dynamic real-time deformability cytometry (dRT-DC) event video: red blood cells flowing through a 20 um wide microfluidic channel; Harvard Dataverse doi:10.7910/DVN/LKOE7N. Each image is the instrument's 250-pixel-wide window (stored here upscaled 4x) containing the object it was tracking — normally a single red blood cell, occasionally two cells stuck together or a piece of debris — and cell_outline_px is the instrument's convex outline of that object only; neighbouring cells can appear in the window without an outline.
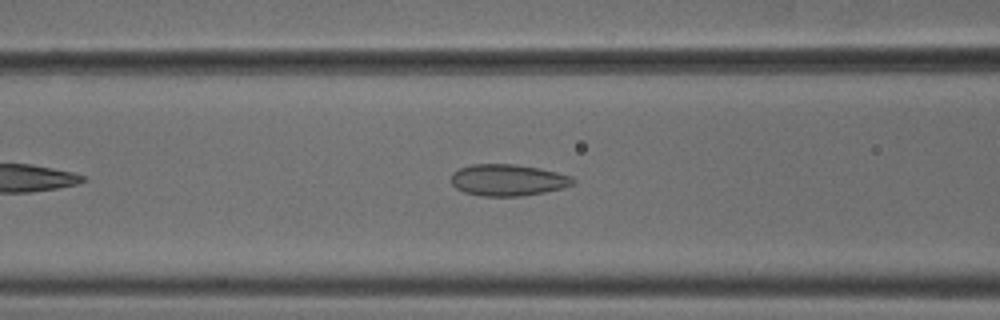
{"species": "common noctule bat (a hibernating species)", "species_latin": "Nyctalus noctula", "temperature_condition": "cold", "stored_images_in_passage": 42, "camera_frame_rate_fps": 3000, "um_per_image_px": 0.085, "animal": {"sex": "male", "body_mass_g": 18.8}, "frame": {"image": 1, "passage_image": 11, "time_ms": 3.333, "image_size_px": [1000, 320], "cell_outline_px": [[576, 184], [564, 188], [544, 192], [520, 196], [480, 196], [464, 192], [456, 188], [452, 184], [452, 172], [460, 168], [472, 164], [516, 164], [540, 168], [572, 176], [576, 180]], "centroid_in_image_um": [43.2, 15.3], "position_along_channel_um": 123.4, "area_um2": 22.6}}
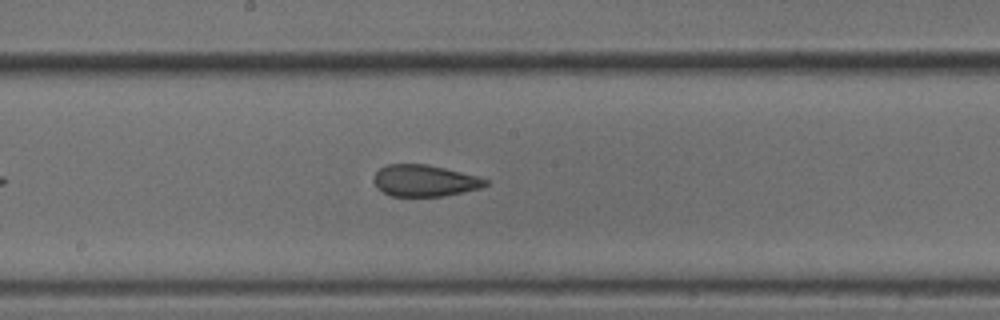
{"frame": {"image": 2, "passage_image": 18, "time_ms": 5.667, "image_size_px": [1000, 320], "cell_outline_px": [[488, 184], [480, 188], [444, 196], [392, 196], [376, 188], [376, 172], [380, 168], [388, 164], [428, 164], [476, 176], [488, 180]], "centroid_in_image_um": [36.1, 15.36], "position_along_channel_um": 212.1, "area_um2": 20.23}}
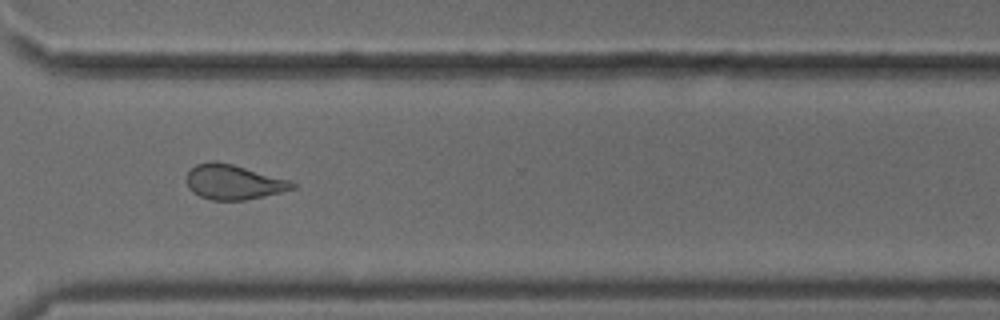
{"frame": {"image": 3, "passage_image": 29, "time_ms": 9.333, "image_size_px": [1000, 320], "cell_outline_px": [[296, 188], [264, 196], [244, 200], [212, 200], [200, 196], [192, 192], [188, 188], [184, 180], [188, 172], [196, 164], [212, 160], [216, 160], [232, 164], [292, 180], [296, 184]], "centroid_in_image_um": [19.83, 15.46], "position_along_channel_um": 350.8, "area_um2": 21.73}, "authors_computed_cell_mechanics": {"area_um2": 22.1085, "velocity_mm_per_s": 3.7882, "shape_relaxation_time_tau1_ms": null, "shape_relaxation_time_tau2_ms": 1.6189, "deformation_change_tau1": null, "deformation_change_tau2": 0.0605}}